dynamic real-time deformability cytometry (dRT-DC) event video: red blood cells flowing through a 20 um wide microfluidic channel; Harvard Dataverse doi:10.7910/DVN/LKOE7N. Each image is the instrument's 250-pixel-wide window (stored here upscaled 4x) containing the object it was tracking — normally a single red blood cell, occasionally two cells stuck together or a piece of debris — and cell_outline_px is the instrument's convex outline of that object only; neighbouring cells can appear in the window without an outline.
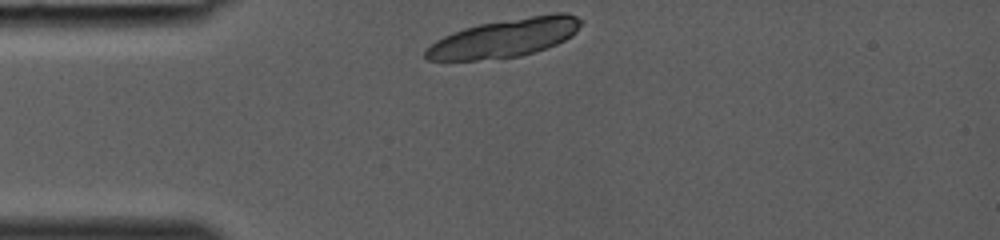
{"species": "common noctule bat (a hibernating species)", "species_latin": "Nyctalus noctula", "temperature_condition": "room temperature", "stored_images_in_passage": 13, "camera_frame_rate_fps": 3000, "um_per_image_px": 0.085, "animal": {"sex": "female", "body_mass_g": 19.0, "forearm_length_mm": 53.3}, "frame": {"image": 1, "passage_image": 1, "time_ms": 0.0, "image_size_px": [1000, 240], "cell_outline_px": [[584, 20], [576, 32], [564, 40], [556, 44], [536, 52], [520, 56], [476, 60], [428, 60], [424, 56], [424, 52], [436, 40], [452, 32], [464, 28], [480, 24], [552, 12], [564, 12], [576, 16]], "centroid_in_image_um": [42.93, 3.21], "position_along_channel_um": 42.1, "area_um2": 34.74}}